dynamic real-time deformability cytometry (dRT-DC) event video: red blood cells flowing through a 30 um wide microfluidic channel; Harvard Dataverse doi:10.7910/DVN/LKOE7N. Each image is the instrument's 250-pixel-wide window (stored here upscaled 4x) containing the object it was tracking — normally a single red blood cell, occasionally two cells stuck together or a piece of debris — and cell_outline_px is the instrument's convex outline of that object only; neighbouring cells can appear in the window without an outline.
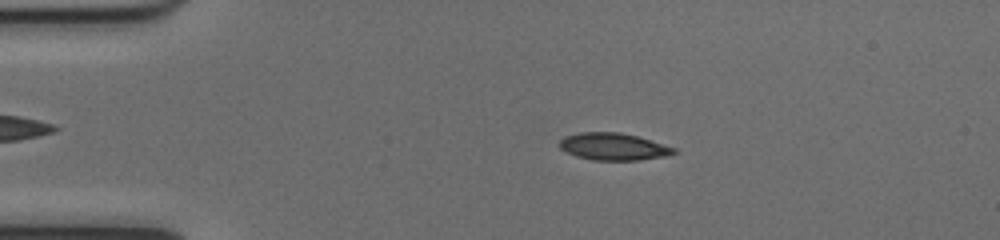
{"species": "common noctule bat (a hibernating species)", "species_latin": "Nyctalus noctula", "temperature_condition": "cold", "stored_images_in_passage": 51, "camera_frame_rate_fps": 3000, "um_per_image_px": 0.085, "animal": {"sex": "female", "body_mass_g": 17.0, "forearm_length_mm": 48.0}, "frame": {"image": 1, "passage_image": 10, "time_ms": 3.0, "image_size_px": [1000, 240], "cell_outline_px": [[676, 152], [668, 156], [640, 160], [592, 160], [576, 156], [560, 148], [560, 140], [564, 136], [580, 132], [620, 132], [636, 136], [676, 148]], "centroid_in_image_um": [52.14, 12.46], "position_along_channel_um": 32.9, "area_um2": 18.03}}
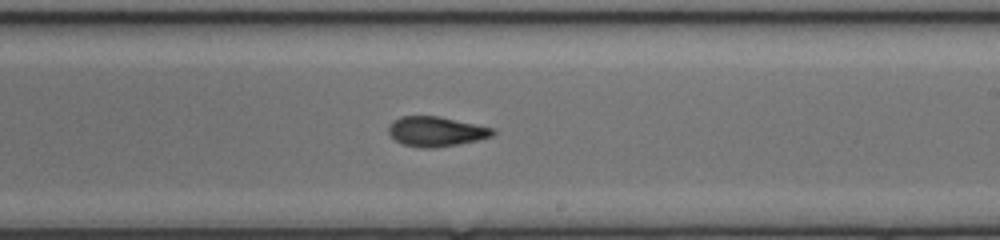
{"frame": {"image": 2, "passage_image": 30, "time_ms": 9.667, "image_size_px": [1000, 240], "cell_outline_px": [[496, 132], [492, 136], [476, 140], [456, 144], [432, 148], [420, 148], [404, 144], [396, 140], [388, 132], [388, 124], [392, 120], [400, 116], [440, 116], [496, 128]], "centroid_in_image_um": [37.07, 11.15], "position_along_channel_um": 251.9, "area_um2": 18.21}}
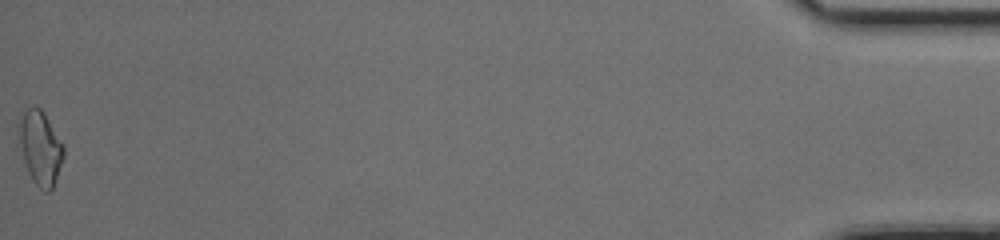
{"frame": {"image": 3, "passage_image": 51, "time_ms": 16.667, "image_size_px": [1000, 240], "cell_outline_px": [[64, 156], [52, 188], [48, 192], [44, 192], [32, 180], [28, 172], [24, 160], [20, 144], [16, 124], [24, 112], [32, 104], [36, 104], [44, 112], [64, 144]], "centroid_in_image_um": [3.42, 12.51], "position_along_channel_um": 431.8, "area_um2": 19.42}, "authors_computed_cell_mechanics": {"area_um2": 18.0336, "velocity_mm_per_s": 4.0372, "shape_relaxation_time_tau1_ms": null, "shape_relaxation_time_tau2_ms": 2.5685, "deformation_change_tau1": null, "deformation_change_tau2": 0.0912}}